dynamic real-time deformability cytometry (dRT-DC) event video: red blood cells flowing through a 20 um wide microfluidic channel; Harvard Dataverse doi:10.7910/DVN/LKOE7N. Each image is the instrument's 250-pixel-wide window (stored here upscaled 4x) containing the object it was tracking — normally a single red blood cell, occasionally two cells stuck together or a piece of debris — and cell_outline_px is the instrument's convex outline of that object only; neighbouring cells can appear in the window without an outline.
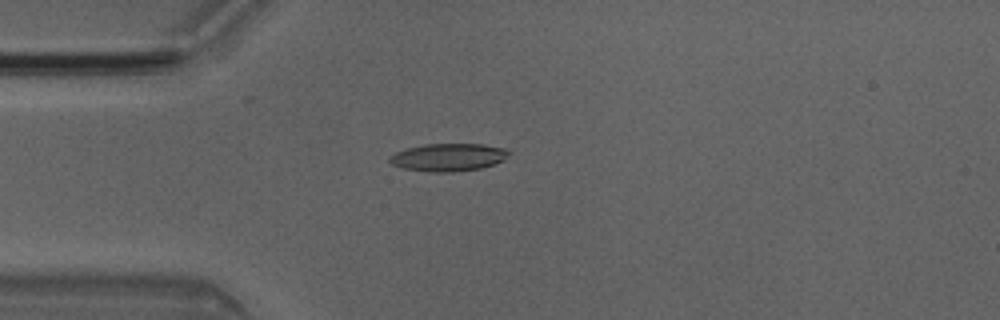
{"species": "Egyptian fruit bat (a non-hibernating species)", "species_latin": "Rousettus aegyptiacus", "temperature_condition": "room temperature", "stored_images_in_passage": 43, "camera_frame_rate_fps": 3000, "um_per_image_px": 0.085, "animal": {"sex": "male"}, "frame": {"image": 1, "passage_image": 13, "time_ms": 4.0, "image_size_px": [1000, 320], "cell_outline_px": [[512, 152], [504, 160], [480, 168], [452, 172], [432, 172], [404, 168], [392, 164], [388, 160], [388, 156], [396, 152], [408, 148], [424, 144], [484, 144], [504, 148]], "centroid_in_image_um": [38.12, 13.36], "position_along_channel_um": 46.9, "area_um2": 19.19}}
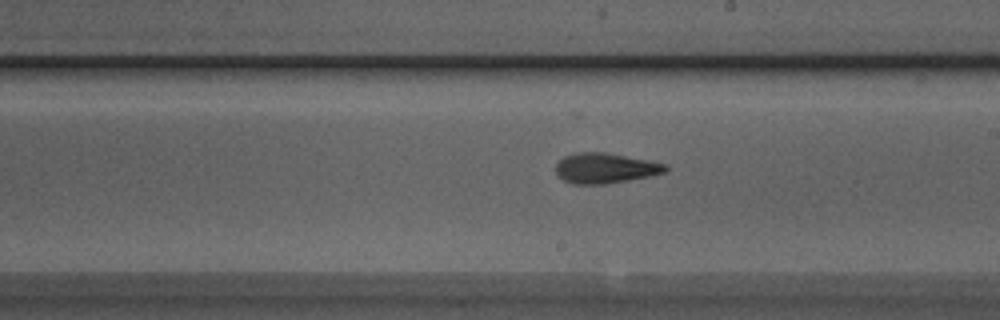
{"frame": {"image": 2, "passage_image": 28, "time_ms": 9.0, "image_size_px": [1000, 320], "cell_outline_px": [[668, 168], [664, 172], [648, 176], [628, 180], [604, 184], [572, 184], [556, 176], [556, 164], [564, 156], [576, 152], [604, 152], [652, 160], [668, 164]], "centroid_in_image_um": [51.44, 14.28], "position_along_channel_um": 237.6, "area_um2": 19.48}}
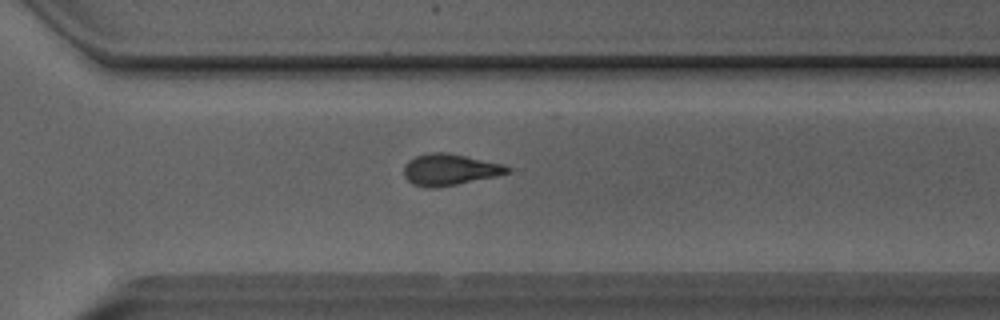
{"frame": {"image": 3, "passage_image": 35, "time_ms": 11.333, "image_size_px": [1000, 320], "cell_outline_px": [[512, 172], [496, 176], [436, 188], [424, 188], [412, 184], [404, 176], [404, 164], [408, 160], [416, 156], [432, 152], [448, 152], [504, 164], [512, 168]], "centroid_in_image_um": [38.23, 14.42], "position_along_channel_um": 332.4, "area_um2": 19.13}, "authors_computed_cell_mechanics": {"area_um2": 19.1318, "velocity_mm_per_s": 4.0761, "shape_relaxation_time_tau1_ms": 5.7647, "shape_relaxation_time_tau2_ms": 3.3367, "deformation_change_tau1": 0.1621, "deformation_change_tau2": 0.1322}}